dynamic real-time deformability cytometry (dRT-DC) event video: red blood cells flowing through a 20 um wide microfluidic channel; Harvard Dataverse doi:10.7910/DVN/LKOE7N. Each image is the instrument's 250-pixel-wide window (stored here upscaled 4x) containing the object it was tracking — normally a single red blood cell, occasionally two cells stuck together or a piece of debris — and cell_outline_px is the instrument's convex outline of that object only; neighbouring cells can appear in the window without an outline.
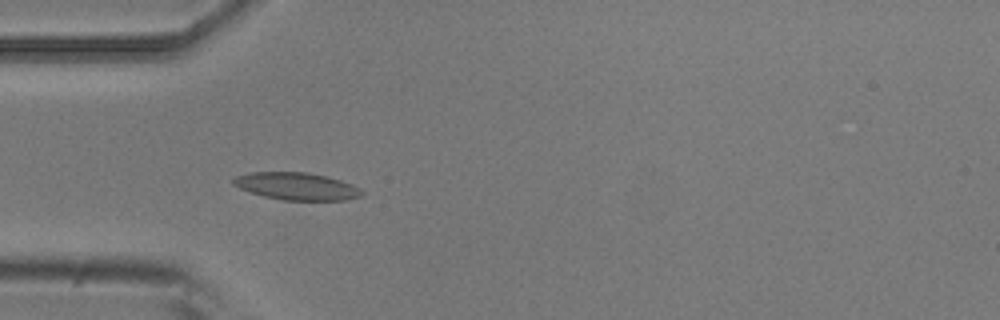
{"species": "common noctule bat (a hibernating species)", "species_latin": "Nyctalus noctula", "temperature_condition": "room temperature", "stored_images_in_passage": 5, "camera_frame_rate_fps": 3000, "um_per_image_px": 0.085, "animal": {"sex": "male", "body_mass_g": 20.5, "forearm_length_mm": 52.5}, "frame": {"image": 1, "passage_image": 4, "time_ms": 1.0, "image_size_px": [1000, 320], "cell_outline_px": [[364, 192], [360, 196], [344, 200], [284, 200], [264, 196], [240, 188], [232, 184], [232, 180], [236, 176], [252, 172], [308, 172], [328, 176], [352, 184], [360, 188]], "centroid_in_image_um": [25.23, 15.82], "position_along_channel_um": 59.8, "area_um2": 20.4}}
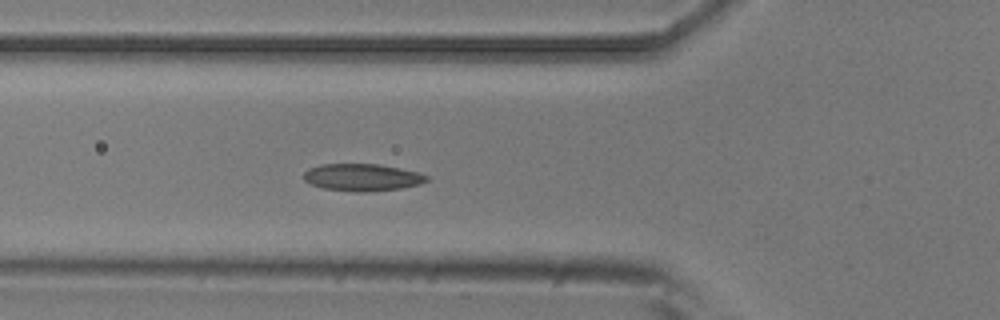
{"frame": {"image": 2, "passage_image": 5, "time_ms": 1.333, "image_size_px": [1000, 320], "cell_outline_px": [[428, 180], [420, 184], [400, 188], [364, 192], [356, 192], [324, 188], [312, 184], [304, 180], [304, 172], [308, 168], [320, 164], [380, 164], [420, 172], [428, 176]], "centroid_in_image_um": [30.8, 15.06], "position_along_channel_um": 95.0, "area_um2": 19.48}}